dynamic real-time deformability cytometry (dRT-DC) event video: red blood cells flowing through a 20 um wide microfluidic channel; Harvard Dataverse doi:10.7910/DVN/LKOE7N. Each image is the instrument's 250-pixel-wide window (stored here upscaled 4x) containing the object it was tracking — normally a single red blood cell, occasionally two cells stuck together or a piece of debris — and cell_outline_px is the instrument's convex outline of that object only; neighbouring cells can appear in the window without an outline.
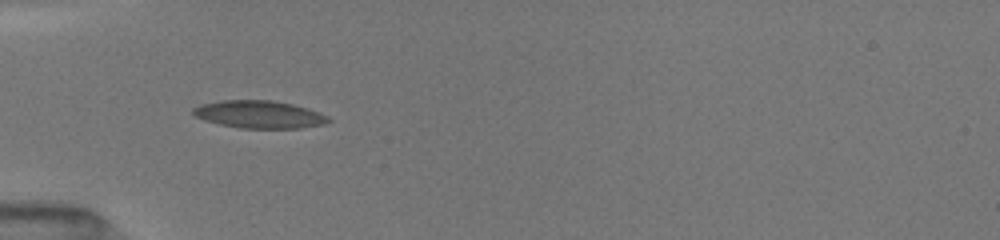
{"species": "common noctule bat (a hibernating species)", "species_latin": "Nyctalus noctula", "temperature_condition": "room temperature", "stored_images_in_passage": 38, "camera_frame_rate_fps": 3000, "um_per_image_px": 0.085, "animal": {"sex": "female", "body_mass_g": 19.5, "forearm_length_mm": 54.1}, "frame": {"image": 1, "passage_image": 8, "time_ms": 2.333, "image_size_px": [1000, 240], "cell_outline_px": [[332, 120], [324, 124], [300, 128], [240, 128], [220, 124], [204, 120], [192, 116], [192, 108], [200, 104], [220, 100], [272, 100], [292, 104], [308, 108], [320, 112], [328, 116]], "centroid_in_image_um": [22.01, 9.72], "position_along_channel_um": 63.0, "area_um2": 21.96}}
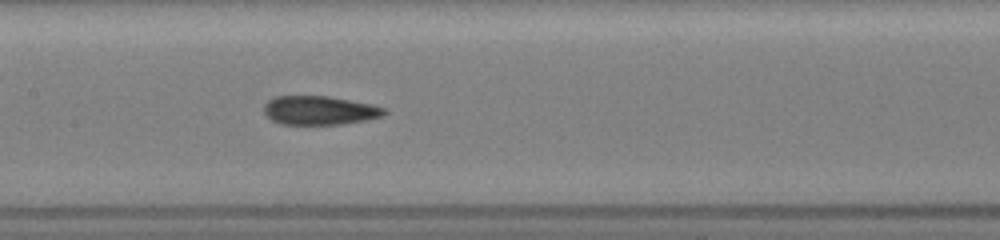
{"frame": {"image": 2, "passage_image": 17, "time_ms": 5.333, "image_size_px": [1000, 240], "cell_outline_px": [[388, 112], [384, 116], [344, 124], [280, 124], [272, 120], [264, 112], [264, 104], [272, 96], [328, 96], [372, 104], [384, 108]], "centroid_in_image_um": [27.16, 9.38], "position_along_channel_um": 180.2, "area_um2": 20.29}}
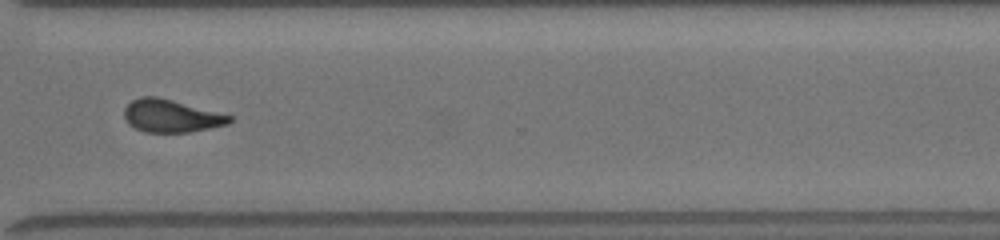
{"frame": {"image": 3, "passage_image": 30, "time_ms": 9.667, "image_size_px": [1000, 240], "cell_outline_px": [[232, 120], [228, 124], [188, 132], [144, 132], [128, 124], [124, 116], [124, 108], [132, 100], [140, 96], [156, 96], [172, 100], [232, 116]], "centroid_in_image_um": [14.5, 9.85], "position_along_channel_um": 356.1, "area_um2": 19.83}, "authors_computed_cell_mechanics": {"area_um2": 20.7502, "velocity_mm_per_s": 4.0639, "shape_relaxation_time_tau1_ms": 8.3122, "shape_relaxation_time_tau2_ms": 1.3732, "deformation_change_tau1": 0.2266, "deformation_change_tau2": 0.0715}}